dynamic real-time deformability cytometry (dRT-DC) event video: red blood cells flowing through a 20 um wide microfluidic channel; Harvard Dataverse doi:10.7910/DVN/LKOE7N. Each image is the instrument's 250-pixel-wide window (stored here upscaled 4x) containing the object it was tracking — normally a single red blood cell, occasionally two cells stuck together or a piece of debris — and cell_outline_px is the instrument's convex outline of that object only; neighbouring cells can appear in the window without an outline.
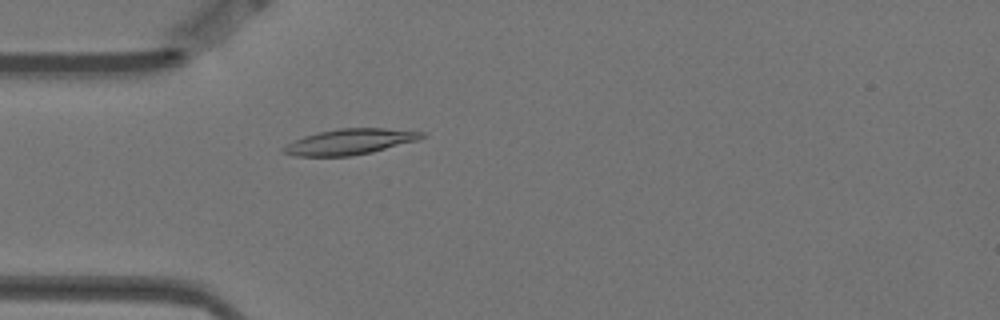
{"species": "Egyptian fruit bat (a non-hibernating species)", "species_latin": "Rousettus aegyptiacus", "temperature_condition": "warm", "stored_images_in_passage": 3, "camera_frame_rate_fps": 3000, "um_per_image_px": 0.085, "animal": {"sex": "female"}, "frame": {"image": 1, "passage_image": 3, "time_ms": 0.667, "image_size_px": [1000, 320], "cell_outline_px": [[424, 136], [416, 140], [372, 152], [352, 156], [296, 156], [280, 152], [280, 148], [304, 136], [320, 132], [340, 128], [384, 128], [424, 132]], "centroid_in_image_um": [29.69, 12.05], "position_along_channel_um": 55.3, "area_um2": 20.4}}